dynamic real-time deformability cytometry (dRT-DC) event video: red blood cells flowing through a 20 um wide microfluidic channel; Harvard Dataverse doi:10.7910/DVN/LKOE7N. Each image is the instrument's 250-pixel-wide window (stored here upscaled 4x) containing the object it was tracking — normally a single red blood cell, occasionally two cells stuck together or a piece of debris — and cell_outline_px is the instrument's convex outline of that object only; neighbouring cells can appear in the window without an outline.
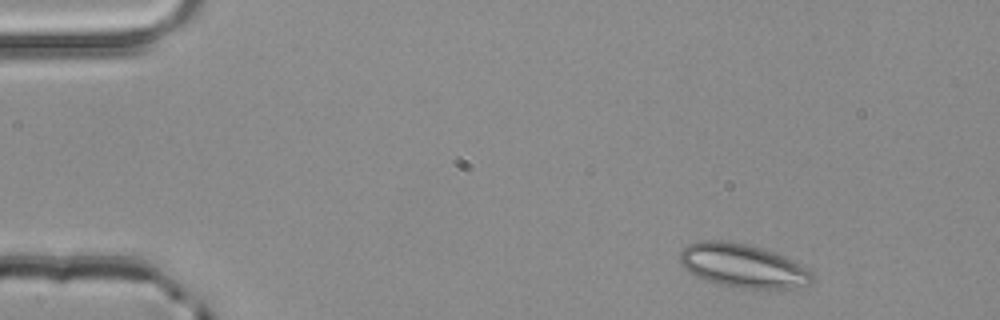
{"species": "common noctule bat (a hibernating species)", "species_latin": "Nyctalus noctula", "temperature_condition": "room temperature", "stored_images_in_passage": 4, "segment_of_instrument_passage": [2, 2], "camera_frame_rate_fps": 3000, "um_per_image_px": 0.085, "animal": {"sex": "male", "body_mass_g": 20.4}, "frame": {"image": 1, "passage_image": 4, "time_ms": 1.0, "image_size_px": [1000, 320], "cell_outline_px": [[812, 284], [788, 288], [744, 288], [720, 284], [696, 276], [688, 272], [680, 264], [680, 252], [688, 244], [700, 240], [720, 240], [748, 244], [784, 256], [812, 272]], "centroid_in_image_um": [63.1, 22.58], "position_along_channel_um": 21.9, "area_um2": 33.23}}